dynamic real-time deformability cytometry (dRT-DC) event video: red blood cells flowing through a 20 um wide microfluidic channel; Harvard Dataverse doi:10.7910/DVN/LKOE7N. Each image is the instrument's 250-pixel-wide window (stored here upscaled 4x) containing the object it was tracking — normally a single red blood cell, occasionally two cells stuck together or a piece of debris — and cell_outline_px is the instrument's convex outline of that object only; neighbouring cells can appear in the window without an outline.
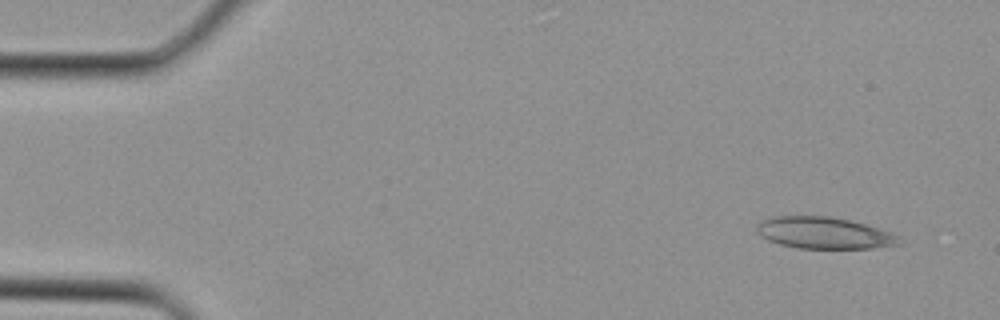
{"species": "Egyptian fruit bat (a non-hibernating species)", "species_latin": "Rousettus aegyptiacus", "temperature_condition": "cold", "stored_images_in_passage": 3, "camera_frame_rate_fps": 3000, "um_per_image_px": 0.085, "animal": {"sex": "female"}, "frame": {"image": 1, "passage_image": 3, "time_ms": 0.667, "image_size_px": [1000, 320], "cell_outline_px": [[904, 244], [872, 248], [796, 248], [780, 244], [768, 240], [756, 232], [756, 224], [760, 220], [768, 216], [828, 216], [848, 220], [880, 228], [892, 232], [900, 236]], "centroid_in_image_um": [70.05, 19.8], "position_along_channel_um": 14.9, "area_um2": 26.59}}